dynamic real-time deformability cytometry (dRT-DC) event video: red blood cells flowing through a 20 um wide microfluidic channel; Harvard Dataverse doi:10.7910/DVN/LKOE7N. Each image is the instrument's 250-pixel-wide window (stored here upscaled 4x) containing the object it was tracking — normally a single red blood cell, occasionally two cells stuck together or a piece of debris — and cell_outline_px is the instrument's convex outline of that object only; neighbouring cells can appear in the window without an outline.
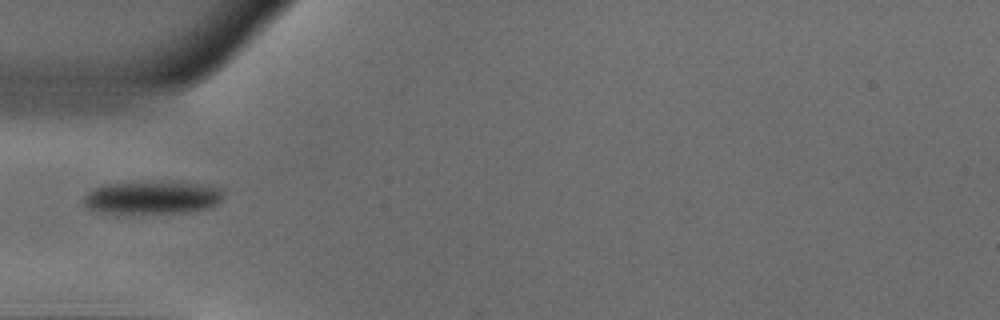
{"species": "common noctule bat (a hibernating species)", "species_latin": "Nyctalus noctula", "temperature_condition": "warm", "stored_images_in_passage": 35, "camera_frame_rate_fps": 3000, "um_per_image_px": 0.085, "animal": {"sex": "male", "body_mass_g": 18.8}, "frame": {"image": 1, "passage_image": 1, "time_ms": 0.0, "image_size_px": [1000, 320], "cell_outline_px": [[224, 192], [220, 200], [216, 204], [208, 208], [188, 212], [116, 216], [96, 212], [88, 208], [84, 204], [84, 196], [88, 192], [104, 184], [148, 180], [208, 184], [224, 188]], "centroid_in_image_um": [12.91, 16.81], "position_along_channel_um": 72.1, "area_um2": 28.5}}
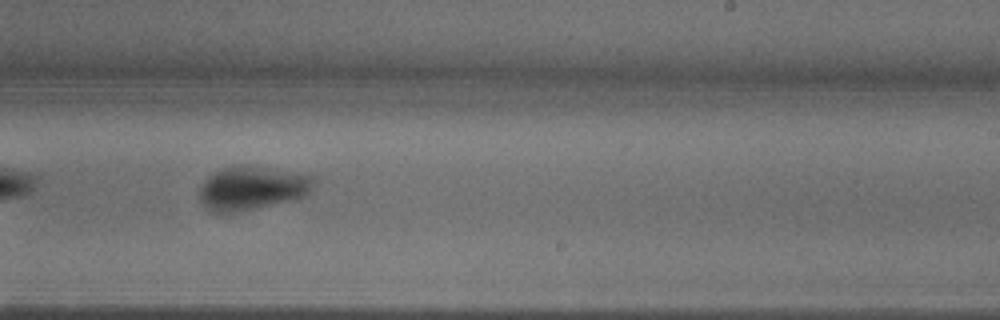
{"frame": {"image": 2, "passage_image": 16, "time_ms": 5.0, "image_size_px": [1000, 320], "cell_outline_px": [[312, 188], [308, 196], [252, 208], [232, 212], [212, 212], [204, 204], [200, 196], [200, 188], [204, 180], [208, 176], [224, 168], [240, 164], [252, 164], [312, 176]], "centroid_in_image_um": [21.42, 15.95], "position_along_channel_um": 267.6, "area_um2": 28.61}}
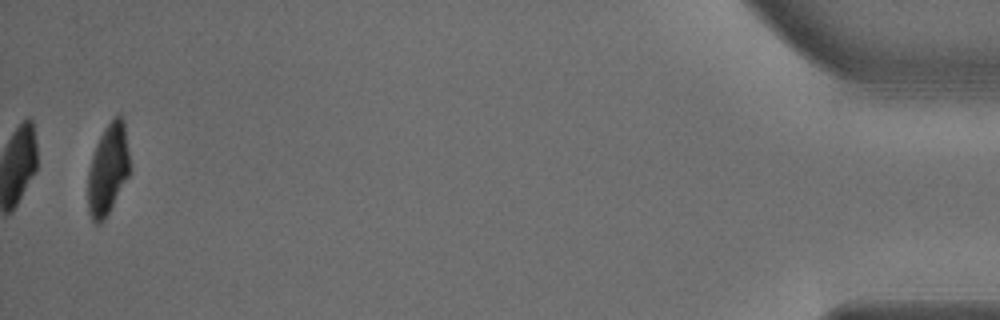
{"frame": {"image": 3, "passage_image": 35, "time_ms": 11.333, "image_size_px": [1000, 320], "cell_outline_px": [[128, 176], [104, 220], [100, 224], [92, 224], [88, 212], [88, 172], [92, 156], [96, 144], [100, 136], [108, 124], [120, 112], [124, 120], [128, 152]], "centroid_in_image_um": [9.15, 14.43], "position_along_channel_um": 426.1, "area_um2": 21.85}}